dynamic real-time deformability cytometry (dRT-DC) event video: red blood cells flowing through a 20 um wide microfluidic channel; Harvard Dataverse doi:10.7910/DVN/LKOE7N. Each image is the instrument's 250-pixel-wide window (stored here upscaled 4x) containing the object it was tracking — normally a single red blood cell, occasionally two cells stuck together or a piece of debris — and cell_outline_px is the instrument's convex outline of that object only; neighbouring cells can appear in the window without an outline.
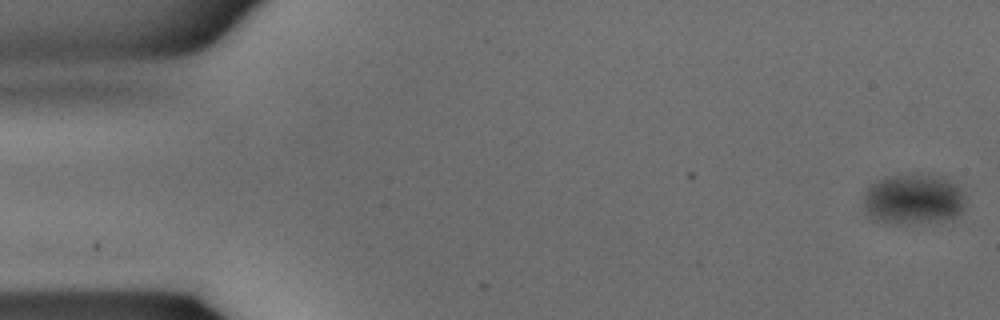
{"species": "common noctule bat (a hibernating species)", "species_latin": "Nyctalus noctula", "temperature_condition": "warm", "stored_images_in_passage": 36, "camera_frame_rate_fps": 3000, "um_per_image_px": 0.085, "animal": {"sex": "male", "body_mass_g": 15.6}, "frame": {"image": 1, "passage_image": 1, "time_ms": 0.0, "image_size_px": [1000, 320], "cell_outline_px": [[968, 200], [964, 208], [952, 220], [908, 224], [892, 224], [876, 220], [868, 212], [864, 204], [864, 192], [872, 184], [884, 176], [912, 172], [920, 172], [944, 176], [960, 188], [964, 192]], "centroid_in_image_um": [77.71, 16.9], "position_along_channel_um": 7.3, "area_um2": 31.1}}
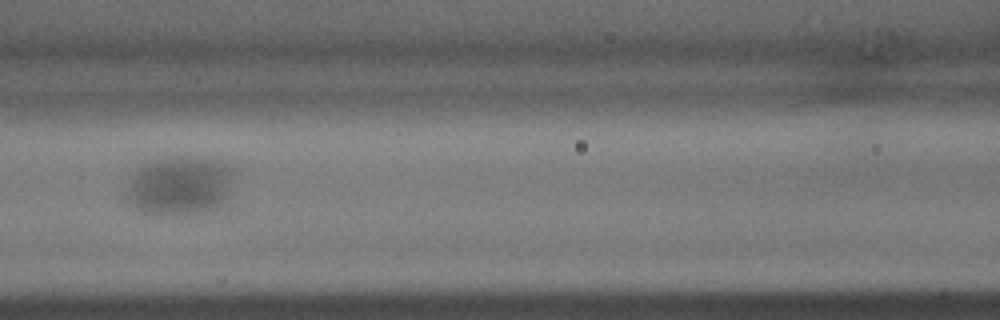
{"frame": {"image": 2, "passage_image": 16, "time_ms": 5.0, "image_size_px": [1000, 320], "cell_outline_px": [[232, 168], [228, 196], [212, 212], [144, 212], [136, 208], [128, 200], [128, 196], [132, 180], [136, 172], [140, 168], [156, 160], [176, 156], [220, 160], [232, 164]], "centroid_in_image_um": [15.37, 15.75], "position_along_channel_um": 151.2, "area_um2": 35.43}}
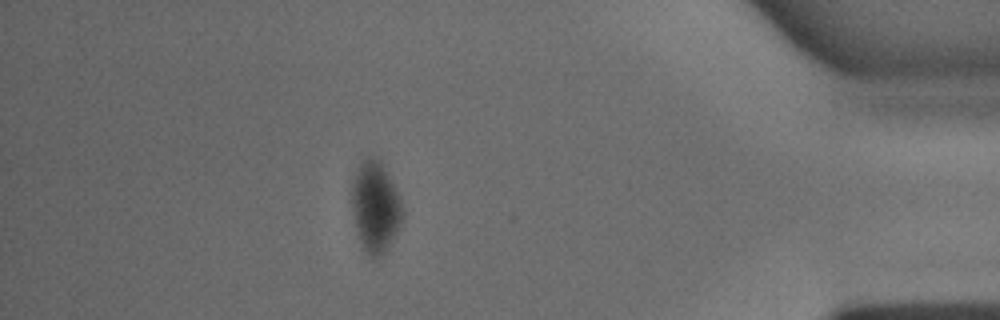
{"frame": {"image": 3, "passage_image": 32, "time_ms": 10.333, "image_size_px": [1000, 320], "cell_outline_px": [[404, 212], [400, 224], [396, 232], [384, 252], [376, 260], [372, 260], [364, 252], [360, 244], [356, 232], [352, 216], [352, 180], [360, 164], [368, 156], [372, 156], [380, 160], [400, 196], [404, 208]], "centroid_in_image_um": [31.89, 17.62], "position_along_channel_um": 403.3, "area_um2": 27.11}}